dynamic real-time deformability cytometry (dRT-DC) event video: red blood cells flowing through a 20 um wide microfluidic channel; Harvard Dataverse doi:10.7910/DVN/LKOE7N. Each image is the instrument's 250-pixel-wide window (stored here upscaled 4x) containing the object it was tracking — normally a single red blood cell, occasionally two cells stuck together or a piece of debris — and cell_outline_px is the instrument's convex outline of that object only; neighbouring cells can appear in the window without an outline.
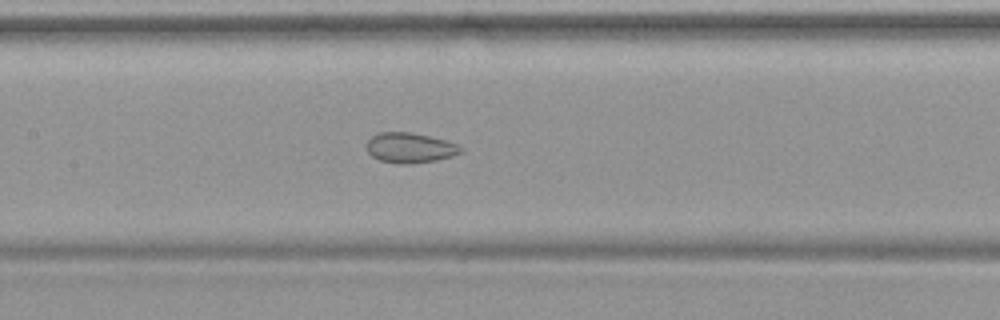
{"species": "common noctule bat (a hibernating species)", "species_latin": "Nyctalus noctula", "temperature_condition": "warm", "stored_images_in_passage": 28, "camera_frame_rate_fps": 3000, "um_per_image_px": 0.085, "animal": {"sex": "female", "body_mass_g": 19.9}, "frame": {"image": 1, "passage_image": 8, "time_ms": 2.333, "image_size_px": [1000, 320], "cell_outline_px": [[464, 152], [452, 156], [436, 160], [412, 164], [400, 164], [380, 160], [372, 156], [368, 152], [368, 140], [372, 136], [380, 132], [412, 132], [444, 140], [456, 144], [464, 148]], "centroid_in_image_um": [34.88, 12.57], "position_along_channel_um": 172.5, "area_um2": 16.47}}
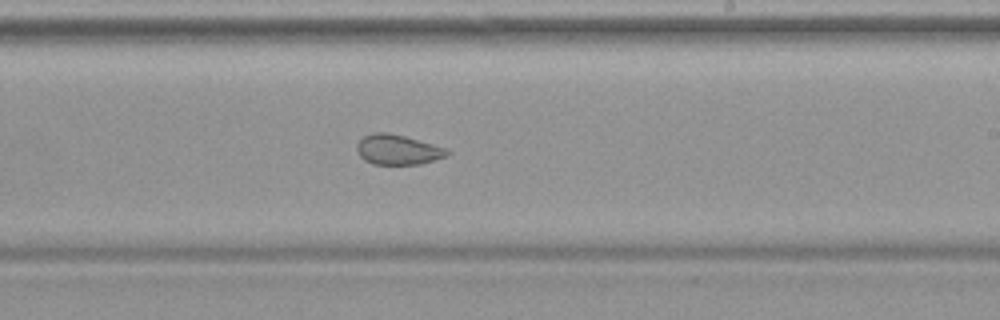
{"frame": {"image": 2, "passage_image": 14, "time_ms": 4.333, "image_size_px": [1000, 320], "cell_outline_px": [[452, 152], [448, 156], [420, 164], [372, 164], [364, 160], [356, 152], [356, 144], [364, 136], [372, 132], [388, 132], [404, 136], [448, 148]], "centroid_in_image_um": [33.82, 12.72], "position_along_channel_um": 255.2, "area_um2": 16.01}}
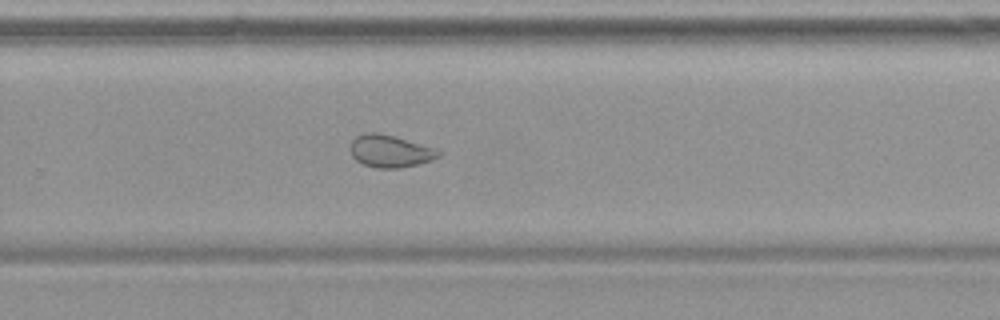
{"frame": {"image": 3, "passage_image": 17, "time_ms": 5.333, "image_size_px": [1000, 320], "cell_outline_px": [[444, 152], [440, 156], [432, 160], [420, 164], [400, 168], [376, 168], [364, 164], [356, 160], [352, 156], [348, 148], [348, 144], [356, 136], [364, 132], [380, 132], [396, 136]], "centroid_in_image_um": [33.12, 12.84], "position_along_channel_um": 296.7, "area_um2": 16.94}}